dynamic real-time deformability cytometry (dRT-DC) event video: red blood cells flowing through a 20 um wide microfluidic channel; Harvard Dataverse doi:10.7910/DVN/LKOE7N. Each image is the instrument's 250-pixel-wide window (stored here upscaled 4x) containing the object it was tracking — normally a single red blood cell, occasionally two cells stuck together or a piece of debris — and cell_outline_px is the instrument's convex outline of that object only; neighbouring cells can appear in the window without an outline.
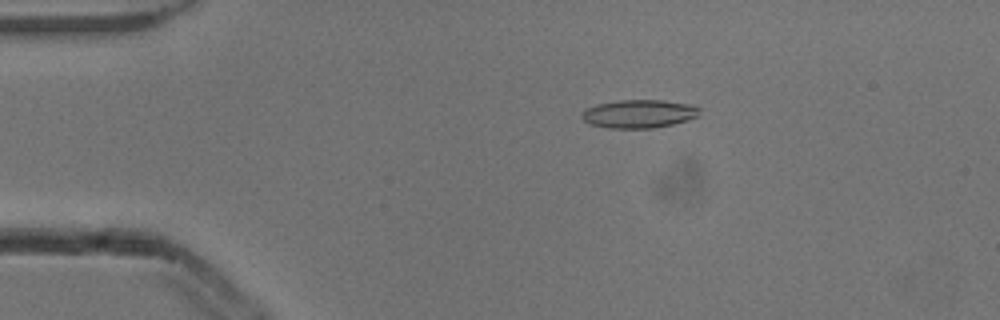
{"species": "common noctule bat (a hibernating species)", "species_latin": "Nyctalus noctula", "temperature_condition": "cold", "stored_images_in_passage": 53, "camera_frame_rate_fps": 3000, "um_per_image_px": 0.085, "animal": {"sex": "male", "body_mass_g": 13.3}, "frame": {"image": 1, "passage_image": 10, "time_ms": 3.0, "image_size_px": [1000, 320], "cell_outline_px": [[700, 108], [696, 116], [688, 120], [672, 124], [652, 128], [608, 128], [588, 124], [580, 116], [584, 108], [596, 104], [620, 100], [664, 100], [692, 104]], "centroid_in_image_um": [54.26, 9.67], "position_along_channel_um": 30.7, "area_um2": 19.54}}
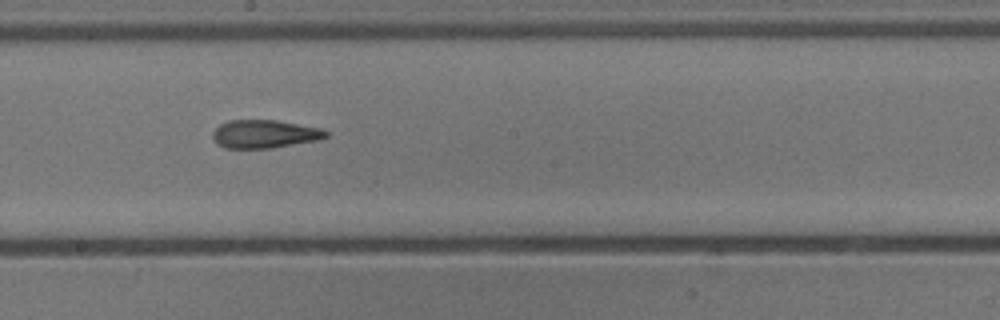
{"frame": {"image": 2, "passage_image": 29, "time_ms": 9.333, "image_size_px": [1000, 320], "cell_outline_px": [[328, 136], [320, 140], [272, 148], [224, 148], [212, 136], [212, 132], [220, 124], [228, 120], [276, 120], [324, 128], [328, 132]], "centroid_in_image_um": [22.55, 11.38], "position_along_channel_um": 225.7, "area_um2": 18.73}}
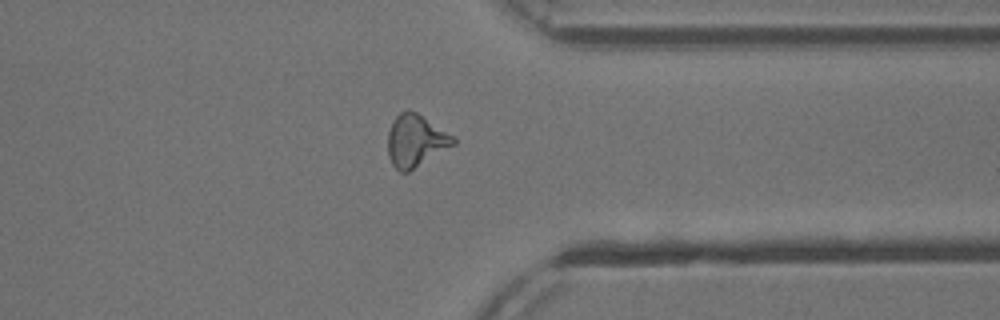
{"frame": {"image": 3, "passage_image": 41, "time_ms": 13.333, "image_size_px": [1000, 320], "cell_outline_px": [[456, 144], [408, 172], [400, 172], [392, 164], [388, 156], [388, 132], [392, 120], [400, 112], [408, 108], [416, 112], [456, 136]], "centroid_in_image_um": [35.34, 11.94], "position_along_channel_um": 376.1, "area_um2": 20.17}, "authors_computed_cell_mechanics": {"area_um2": 19.1318, "velocity_mm_per_s": 3.8798, "shape_relaxation_time_tau1_ms": null, "shape_relaxation_time_tau2_ms": 3.444, "deformation_change_tau1": null, "deformation_change_tau2": 0.1327}}